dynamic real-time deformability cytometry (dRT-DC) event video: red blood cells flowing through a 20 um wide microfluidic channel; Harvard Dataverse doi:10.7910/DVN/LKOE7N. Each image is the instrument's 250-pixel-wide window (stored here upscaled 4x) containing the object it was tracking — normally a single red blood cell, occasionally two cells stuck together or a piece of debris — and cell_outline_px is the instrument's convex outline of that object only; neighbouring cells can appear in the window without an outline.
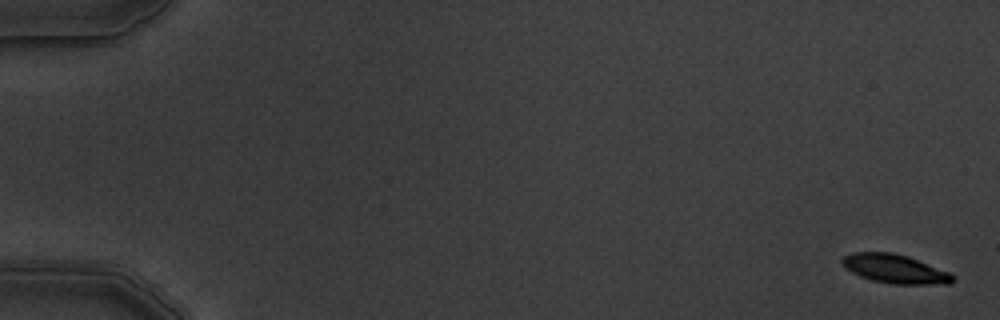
{"species": "common noctule bat (a hibernating species)", "species_latin": "Nyctalus noctula", "temperature_condition": "warm", "stored_images_in_passage": 6, "camera_frame_rate_fps": 3000, "um_per_image_px": 0.085, "animal": {"sex": "male", "body_mass_g": 19.5, "forearm_length_mm": 54.6}, "frame": {"image": 1, "passage_image": 1, "time_ms": 0.0, "image_size_px": [1000, 320], "cell_outline_px": [[952, 280], [948, 284], [892, 284], [872, 280], [860, 276], [852, 272], [840, 264], [840, 260], [844, 256], [852, 252], [892, 252], [908, 256], [952, 272]], "centroid_in_image_um": [76.05, 22.84], "position_along_channel_um": 8.9, "area_um2": 18.73}}
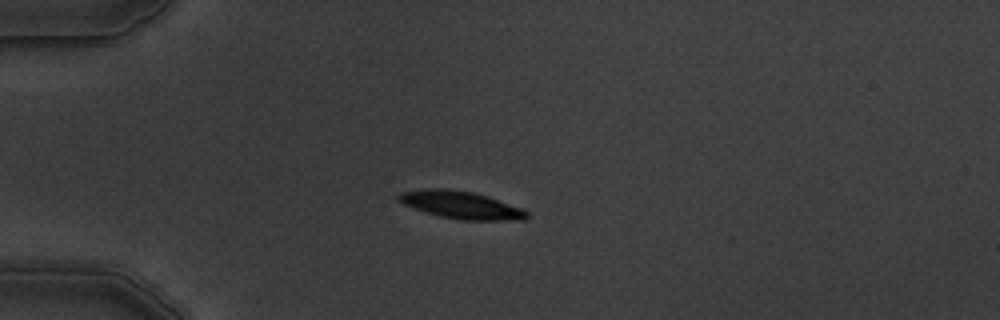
{"frame": {"image": 2, "passage_image": 5, "time_ms": 4.667, "image_size_px": [1000, 320], "cell_outline_px": [[528, 216], [524, 220], [460, 220], [440, 216], [424, 212], [404, 204], [396, 196], [400, 192], [424, 188], [448, 188], [472, 192], [488, 196], [524, 208], [528, 212]], "centroid_in_image_um": [39.21, 17.41], "position_along_channel_um": 45.8, "area_um2": 20.75}}